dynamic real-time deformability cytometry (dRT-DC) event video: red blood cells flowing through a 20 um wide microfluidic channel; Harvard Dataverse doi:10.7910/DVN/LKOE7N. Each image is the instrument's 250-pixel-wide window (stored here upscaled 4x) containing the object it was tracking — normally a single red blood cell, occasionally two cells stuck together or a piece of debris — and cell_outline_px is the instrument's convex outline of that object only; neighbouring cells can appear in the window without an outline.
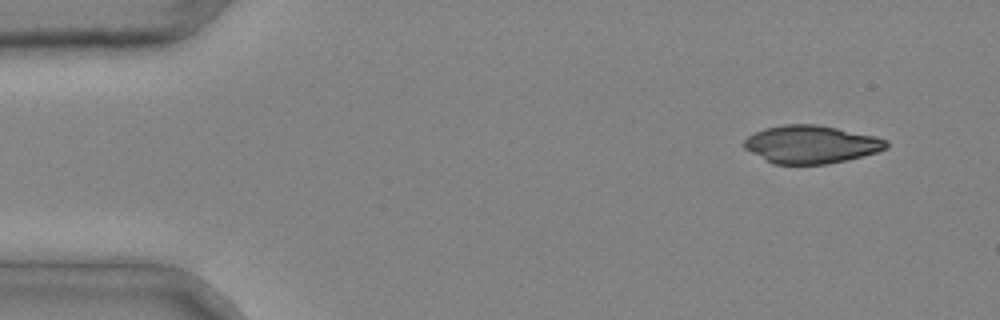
{"species": "common noctule bat (a hibernating species)", "species_latin": "Nyctalus noctula", "temperature_condition": "cold", "stored_images_in_passage": 3, "camera_frame_rate_fps": 3000, "um_per_image_px": 0.085, "animal": {"sex": "male", "body_mass_g": 20.4}, "frame": {"image": 1, "passage_image": 1, "time_ms": 0.0, "image_size_px": [1000, 320], "cell_outline_px": [[888, 148], [876, 152], [828, 164], [772, 164], [744, 148], [744, 140], [748, 136], [764, 128], [784, 124], [816, 124], [876, 136], [888, 140]], "centroid_in_image_um": [68.93, 12.27], "position_along_channel_um": 16.1, "area_um2": 31.27}}